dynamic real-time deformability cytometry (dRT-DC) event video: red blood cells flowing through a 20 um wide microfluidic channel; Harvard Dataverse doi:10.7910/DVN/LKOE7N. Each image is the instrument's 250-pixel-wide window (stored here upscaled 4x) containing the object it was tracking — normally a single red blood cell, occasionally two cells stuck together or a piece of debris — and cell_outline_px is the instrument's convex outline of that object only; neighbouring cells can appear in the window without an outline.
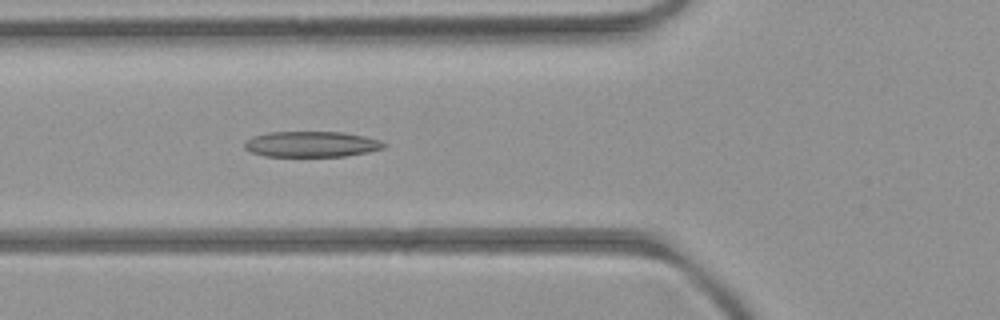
{"species": "common noctule bat (a hibernating species)", "species_latin": "Nyctalus noctula", "temperature_condition": "room temperature", "stored_images_in_passage": 5, "camera_frame_rate_fps": 3000, "um_per_image_px": 0.085, "animal": {"sex": "female", "body_mass_g": 21.9}, "frame": {"image": 1, "passage_image": 5, "time_ms": 4.333, "image_size_px": [1000, 320], "cell_outline_px": [[388, 144], [384, 148], [368, 152], [344, 156], [264, 156], [252, 152], [244, 148], [244, 140], [252, 136], [268, 132], [344, 132], [364, 136], [380, 140]], "centroid_in_image_um": [26.47, 12.25], "position_along_channel_um": 99.3, "area_um2": 20.98}}